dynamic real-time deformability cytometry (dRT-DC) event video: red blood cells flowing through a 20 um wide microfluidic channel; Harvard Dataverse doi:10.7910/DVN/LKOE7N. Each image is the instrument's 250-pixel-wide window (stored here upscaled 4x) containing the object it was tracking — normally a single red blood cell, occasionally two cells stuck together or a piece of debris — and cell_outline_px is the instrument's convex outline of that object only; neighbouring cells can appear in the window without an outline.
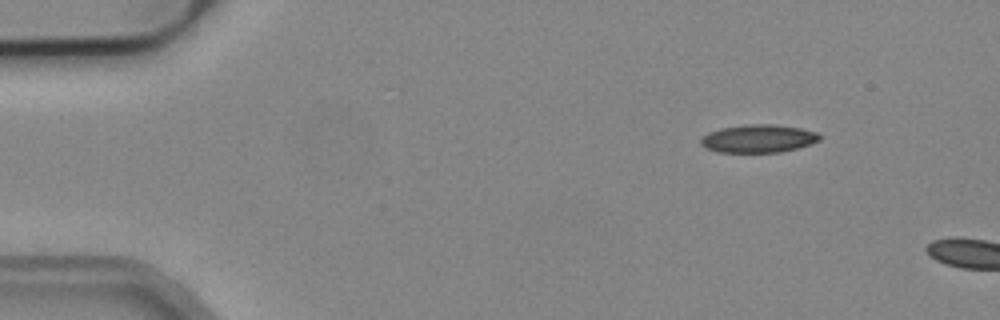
{"species": "common noctule bat (a hibernating species)", "species_latin": "Nyctalus noctula", "temperature_condition": "cold", "stored_images_in_passage": 2, "camera_frame_rate_fps": 3000, "um_per_image_px": 0.085, "animal": {"sex": "male", "body_mass_g": 19.2, "forearm_length_mm": 51.8}, "frame": {"image": 1, "passage_image": 1, "time_ms": 0.0, "image_size_px": [1000, 320], "cell_outline_px": [[820, 140], [796, 148], [780, 152], [720, 152], [704, 148], [700, 144], [700, 140], [708, 132], [720, 128], [744, 124], [776, 124], [800, 128], [816, 132], [820, 136]], "centroid_in_image_um": [64.42, 11.77], "position_along_channel_um": 20.6, "area_um2": 19.36}}